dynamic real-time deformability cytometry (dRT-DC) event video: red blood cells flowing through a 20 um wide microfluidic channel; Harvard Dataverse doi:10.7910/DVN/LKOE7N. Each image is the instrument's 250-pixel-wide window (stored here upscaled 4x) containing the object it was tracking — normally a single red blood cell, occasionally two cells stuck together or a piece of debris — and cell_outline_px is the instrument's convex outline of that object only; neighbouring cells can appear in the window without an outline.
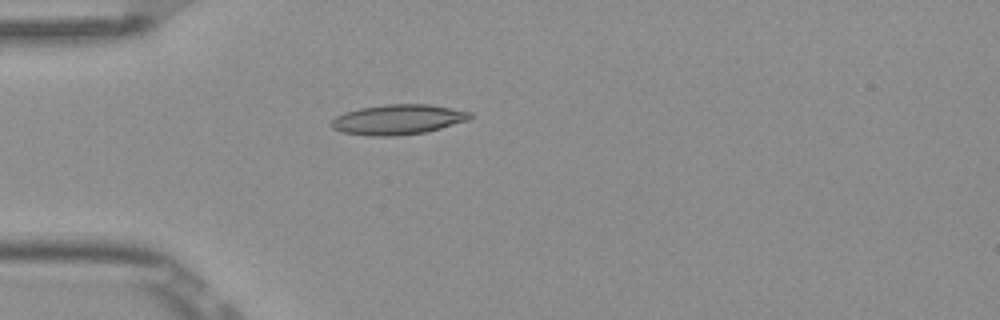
{"species": "Egyptian fruit bat (a non-hibernating species)", "species_latin": "Rousettus aegyptiacus", "temperature_condition": "room temperature", "stored_images_in_passage": 5, "camera_frame_rate_fps": 3000, "um_per_image_px": 0.085, "frame": {"image": 1, "passage_image": 5, "time_ms": 1.333, "image_size_px": [1000, 320], "cell_outline_px": [[472, 116], [468, 120], [440, 128], [424, 132], [396, 136], [376, 136], [344, 132], [332, 128], [328, 124], [336, 116], [344, 112], [360, 108], [384, 104], [428, 104], [472, 112]], "centroid_in_image_um": [33.8, 10.15], "position_along_channel_um": 51.2, "area_um2": 24.16}}